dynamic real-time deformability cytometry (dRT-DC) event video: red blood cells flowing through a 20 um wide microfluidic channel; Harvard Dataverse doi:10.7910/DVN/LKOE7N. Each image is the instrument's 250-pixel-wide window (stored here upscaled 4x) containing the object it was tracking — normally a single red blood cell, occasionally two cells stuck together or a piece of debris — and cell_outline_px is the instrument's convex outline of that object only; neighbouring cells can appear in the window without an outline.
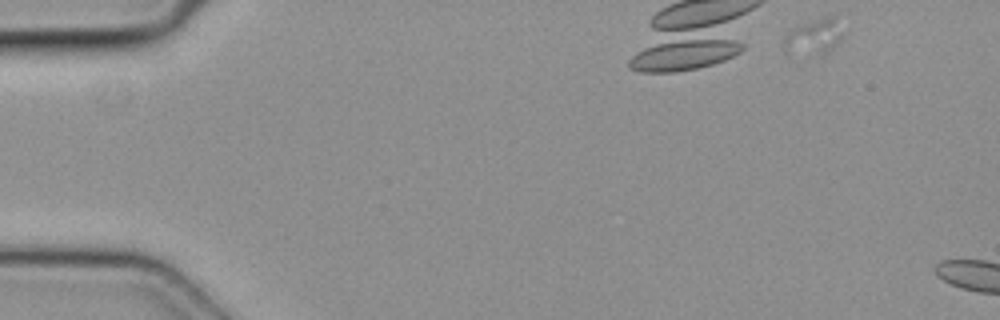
{"species": "common noctule bat (a hibernating species)", "species_latin": "Nyctalus noctula", "temperature_condition": "cold", "stored_images_in_passage": 5, "camera_frame_rate_fps": 3000, "um_per_image_px": 0.085, "animal": {"sex": "female", "body_mass_g": 19.3, "forearm_length_mm": 54.1}, "frame": {"image": 1, "passage_image": 2, "time_ms": 0.333, "image_size_px": [1000, 320], "cell_outline_px": [[844, 36], [840, 44], [828, 52], [788, 52], [784, 48], [784, 40], [788, 32], [804, 24], [824, 16], [832, 16], [844, 32]], "centroid_in_image_um": [69.27, 3.1], "position_along_channel_um": 15.7, "area_um2": 11.62}}